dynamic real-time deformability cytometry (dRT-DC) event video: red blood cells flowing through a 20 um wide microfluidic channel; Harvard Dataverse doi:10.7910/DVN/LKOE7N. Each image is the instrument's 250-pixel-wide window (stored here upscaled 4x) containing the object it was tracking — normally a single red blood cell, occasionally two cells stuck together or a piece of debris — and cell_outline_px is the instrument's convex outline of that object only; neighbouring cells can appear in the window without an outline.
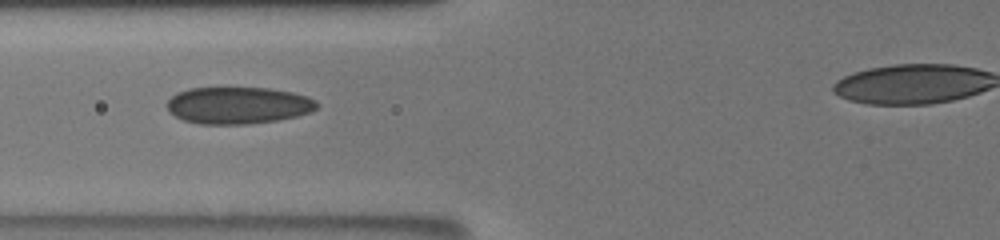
{"species": "human", "species_latin": "Homo sapiens", "temperature_condition": "room temperature", "stored_images_in_passage": 10, "camera_frame_rate_fps": 3000, "um_per_image_px": 0.085, "donor": {"sex": "male"}, "frame": {"image": 1, "passage_image": 6, "time_ms": 6.0, "image_size_px": [1000, 240], "cell_outline_px": [[320, 104], [316, 108], [308, 112], [296, 116], [276, 120], [248, 124], [200, 124], [184, 120], [168, 112], [168, 100], [176, 92], [188, 88], [268, 88], [292, 92], [308, 96], [316, 100]], "centroid_in_image_um": [20.23, 8.95], "position_along_channel_um": 105.6, "area_um2": 32.25}}